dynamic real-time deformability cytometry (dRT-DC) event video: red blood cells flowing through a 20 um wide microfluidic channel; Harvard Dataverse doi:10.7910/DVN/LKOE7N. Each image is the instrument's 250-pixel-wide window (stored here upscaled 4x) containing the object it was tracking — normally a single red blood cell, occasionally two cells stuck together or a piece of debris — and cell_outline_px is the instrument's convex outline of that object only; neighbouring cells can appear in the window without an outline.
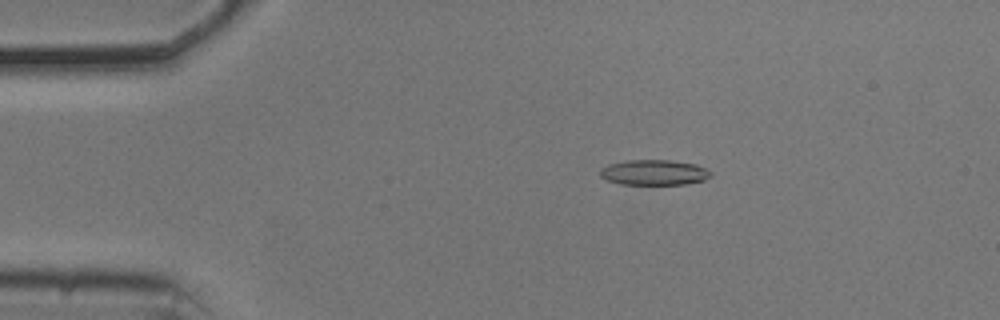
{"species": "common noctule bat (a hibernating species)", "species_latin": "Nyctalus noctula", "temperature_condition": "cold", "stored_images_in_passage": 54, "camera_frame_rate_fps": 3000, "um_per_image_px": 0.085, "animal": {"sex": "male", "body_mass_g": 20.5, "forearm_length_mm": 52.5}, "frame": {"image": 1, "passage_image": 10, "time_ms": 3.0, "image_size_px": [1000, 320], "cell_outline_px": [[712, 176], [704, 180], [684, 184], [620, 184], [608, 180], [600, 176], [600, 168], [608, 164], [628, 160], [668, 160], [696, 164], [708, 168], [712, 172]], "centroid_in_image_um": [55.62, 14.65], "position_along_channel_um": 29.4, "area_um2": 16.42}}
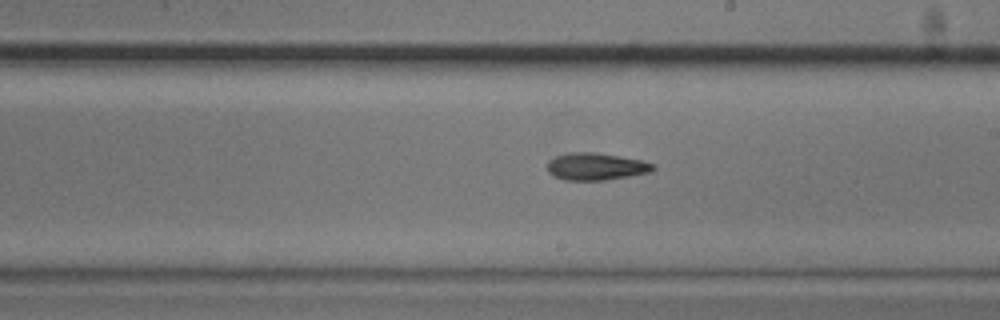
{"frame": {"image": 2, "passage_image": 31, "time_ms": 10.0, "image_size_px": [1000, 320], "cell_outline_px": [[656, 168], [652, 172], [604, 180], [564, 180], [548, 172], [548, 160], [556, 156], [568, 152], [596, 152], [620, 156], [640, 160], [656, 164]], "centroid_in_image_um": [50.68, 14.14], "position_along_channel_um": 238.3, "area_um2": 16.82}}
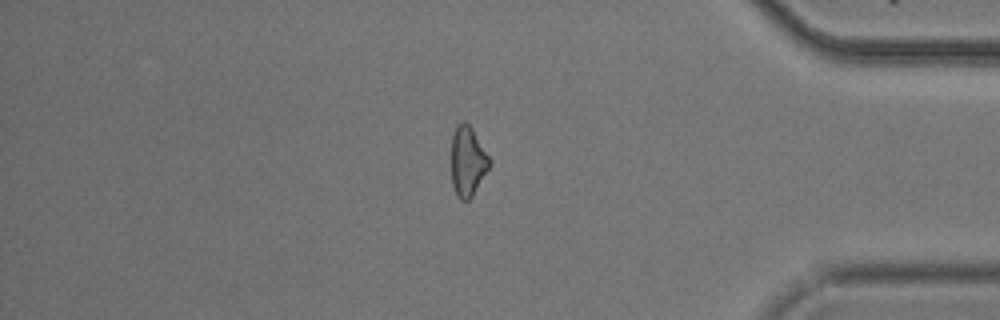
{"frame": {"image": 3, "passage_image": 46, "time_ms": 15.0, "image_size_px": [1000, 320], "cell_outline_px": [[492, 164], [472, 196], [468, 200], [460, 200], [456, 196], [452, 184], [452, 136], [456, 124], [464, 120], [472, 128], [492, 160]], "centroid_in_image_um": [39.77, 13.7], "position_along_channel_um": 395.4, "area_um2": 15.72}, "authors_computed_cell_mechanics": {"area_um2": 16.5308, "velocity_mm_per_s": 3.7199, "shape_relaxation_time_tau1_ms": 4.0016, "shape_relaxation_time_tau2_ms": 9.3722, "deformation_change_tau1": 0.1734, "deformation_change_tau2": 0.213}}